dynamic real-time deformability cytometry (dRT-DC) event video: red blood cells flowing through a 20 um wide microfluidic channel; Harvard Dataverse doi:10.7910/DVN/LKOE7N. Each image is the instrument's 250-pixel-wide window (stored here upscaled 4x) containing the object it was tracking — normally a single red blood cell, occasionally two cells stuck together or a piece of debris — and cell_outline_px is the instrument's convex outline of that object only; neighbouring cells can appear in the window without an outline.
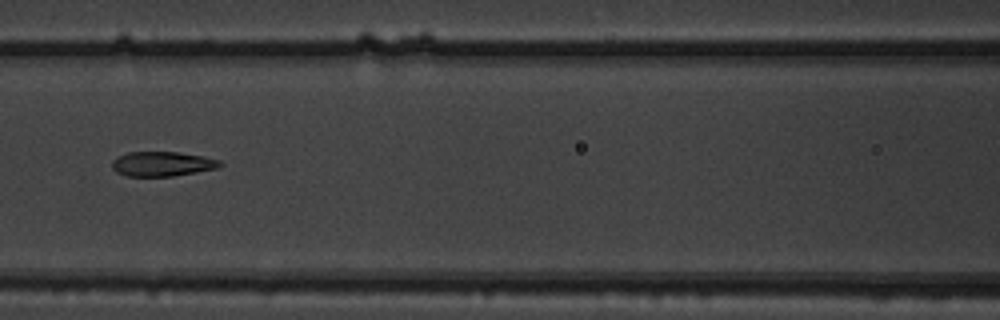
{"species": "common noctule bat (a hibernating species)", "species_latin": "Nyctalus noctula", "temperature_condition": "warm", "stored_images_in_passage": 3, "camera_frame_rate_fps": 3000, "um_per_image_px": 0.085, "animal": {"sex": "male", "body_mass_g": 19.5, "forearm_length_mm": 54.6}, "frame": {"image": 1, "passage_image": 3, "time_ms": 0.667, "image_size_px": [1000, 320], "cell_outline_px": [[224, 164], [216, 168], [196, 172], [172, 176], [128, 176], [116, 172], [112, 168], [112, 160], [116, 156], [128, 152], [176, 152], [204, 156], [220, 160]], "centroid_in_image_um": [13.77, 13.92], "position_along_channel_um": 152.8, "area_um2": 15.55}}